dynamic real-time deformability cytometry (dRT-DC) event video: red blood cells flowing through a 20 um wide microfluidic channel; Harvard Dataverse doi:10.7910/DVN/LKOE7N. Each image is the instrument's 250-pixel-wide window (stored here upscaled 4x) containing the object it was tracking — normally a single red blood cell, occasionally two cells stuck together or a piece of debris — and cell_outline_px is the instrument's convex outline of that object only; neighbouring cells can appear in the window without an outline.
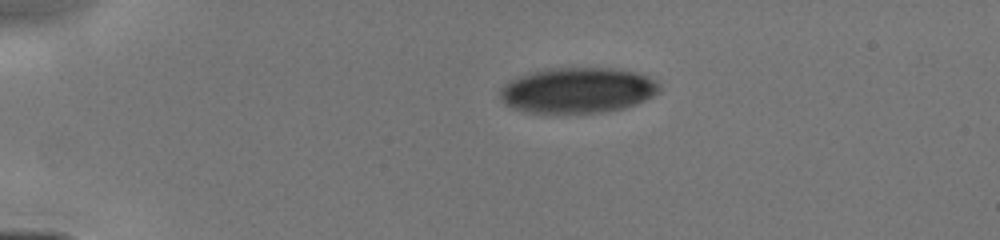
{"species": "human", "species_latin": "Homo sapiens", "temperature_condition": "cold", "stored_images_in_passage": 11, "camera_frame_rate_fps": 3000, "um_per_image_px": 0.085, "donor": {"sex": "male"}, "frame": {"image": 1, "passage_image": 1, "time_ms": 0.0, "image_size_px": [1000, 240], "cell_outline_px": [[660, 92], [636, 104], [624, 108], [600, 112], [528, 112], [512, 108], [504, 104], [500, 100], [500, 88], [508, 80], [532, 72], [548, 68], [612, 68], [636, 72], [648, 76], [660, 84]], "centroid_in_image_um": [49.09, 7.66], "position_along_channel_um": 35.9, "area_um2": 42.25}}